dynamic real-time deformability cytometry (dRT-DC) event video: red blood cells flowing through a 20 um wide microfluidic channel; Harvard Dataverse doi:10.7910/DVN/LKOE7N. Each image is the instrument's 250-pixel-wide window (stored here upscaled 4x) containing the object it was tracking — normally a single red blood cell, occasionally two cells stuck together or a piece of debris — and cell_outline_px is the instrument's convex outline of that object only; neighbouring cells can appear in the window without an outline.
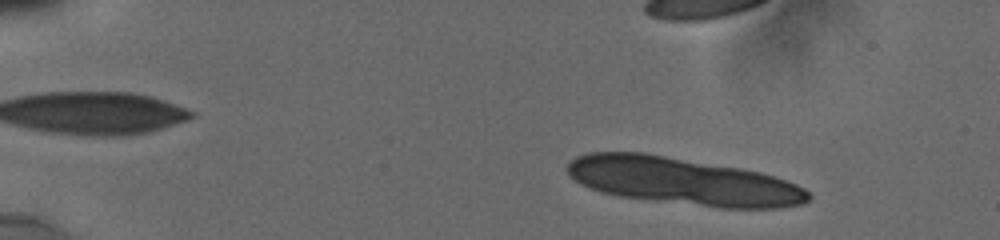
{"species": "human", "species_latin": "Homo sapiens", "temperature_condition": "cold", "stored_images_in_passage": 8, "camera_frame_rate_fps": 3000, "um_per_image_px": 0.085, "donor": {"sex": "male"}, "frame": {"image": 1, "passage_image": 1, "time_ms": 0.0, "image_size_px": [1000, 240], "cell_outline_px": [[812, 196], [808, 200], [800, 204], [780, 208], [720, 208], [620, 196], [600, 192], [588, 188], [580, 184], [568, 176], [564, 168], [576, 156], [588, 152], [644, 152], [744, 168], [760, 172], [796, 184], [804, 188]], "centroid_in_image_um": [58.01, 15.39], "position_along_channel_um": 27.0, "area_um2": 66.82}}